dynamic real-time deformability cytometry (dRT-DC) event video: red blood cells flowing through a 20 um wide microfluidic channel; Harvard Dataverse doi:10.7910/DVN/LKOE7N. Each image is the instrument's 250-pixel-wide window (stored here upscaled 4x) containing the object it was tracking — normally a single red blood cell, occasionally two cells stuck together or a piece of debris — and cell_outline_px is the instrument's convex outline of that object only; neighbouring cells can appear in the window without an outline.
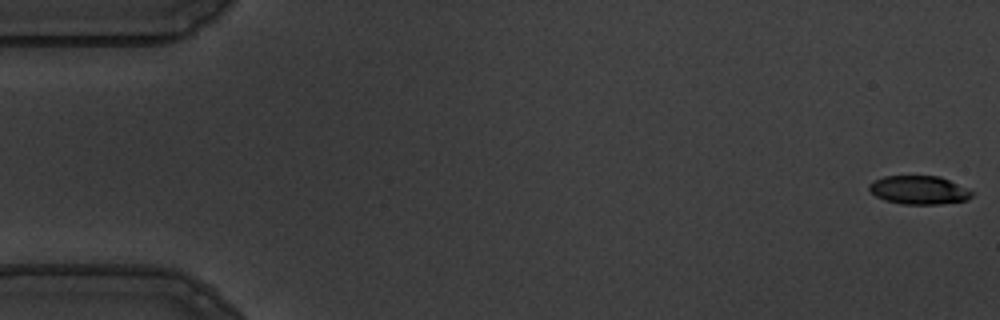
{"species": "common noctule bat (a hibernating species)", "species_latin": "Nyctalus noctula", "temperature_condition": "warm", "stored_images_in_passage": 56, "camera_frame_rate_fps": 3000, "um_per_image_px": 0.085, "animal": {"sex": "male", "body_mass_g": 19.5, "forearm_length_mm": 54.6}, "frame": {"image": 1, "passage_image": 1, "time_ms": 0.0, "image_size_px": [1000, 320], "cell_outline_px": [[976, 192], [968, 200], [940, 204], [904, 204], [884, 200], [876, 196], [868, 188], [868, 184], [872, 180], [884, 176], [940, 176]], "centroid_in_image_um": [78.12, 16.15], "position_along_channel_um": 6.9, "area_um2": 17.22}}
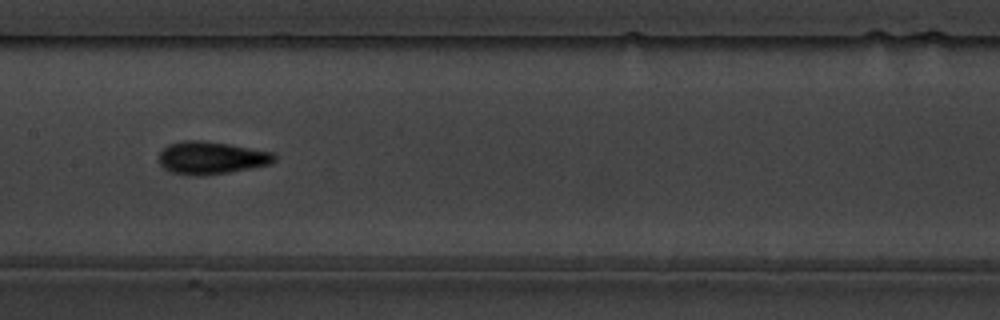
{"frame": {"image": 2, "passage_image": 28, "time_ms": 9.0, "image_size_px": [1000, 320], "cell_outline_px": [[276, 160], [272, 164], [228, 172], [200, 176], [196, 176], [172, 172], [164, 168], [160, 164], [160, 152], [168, 144], [184, 140], [200, 140], [228, 144], [276, 152]], "centroid_in_image_um": [18.0, 13.41], "position_along_channel_um": 189.4, "area_um2": 21.96}}
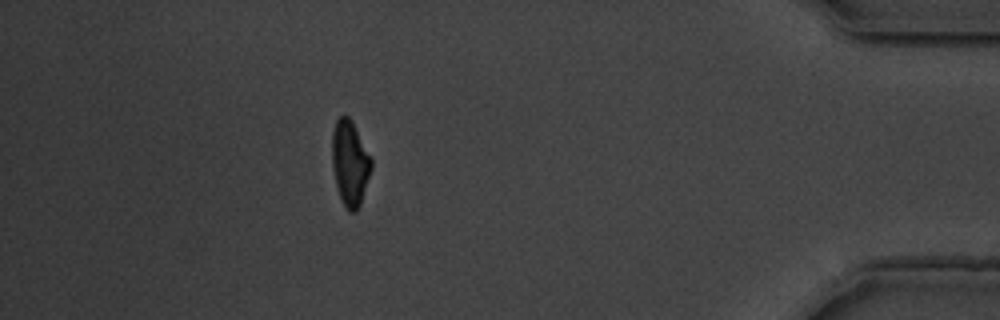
{"frame": {"image": 3, "passage_image": 50, "time_ms": 16.333, "image_size_px": [1000, 320], "cell_outline_px": [[372, 168], [360, 204], [356, 212], [348, 212], [340, 196], [336, 184], [332, 168], [332, 132], [336, 120], [340, 116], [348, 116], [352, 120], [372, 156]], "centroid_in_image_um": [29.76, 13.83], "position_along_channel_um": 405.4, "area_um2": 19.65}, "authors_computed_cell_mechanics": {"area_um2": 19.652, "velocity_mm_per_s": 3.6172, "shape_relaxation_time_tau1_ms": 3.8172, "shape_relaxation_time_tau2_ms": 1.8366, "deformation_change_tau1": 0.1664, "deformation_change_tau2": 0.096}}